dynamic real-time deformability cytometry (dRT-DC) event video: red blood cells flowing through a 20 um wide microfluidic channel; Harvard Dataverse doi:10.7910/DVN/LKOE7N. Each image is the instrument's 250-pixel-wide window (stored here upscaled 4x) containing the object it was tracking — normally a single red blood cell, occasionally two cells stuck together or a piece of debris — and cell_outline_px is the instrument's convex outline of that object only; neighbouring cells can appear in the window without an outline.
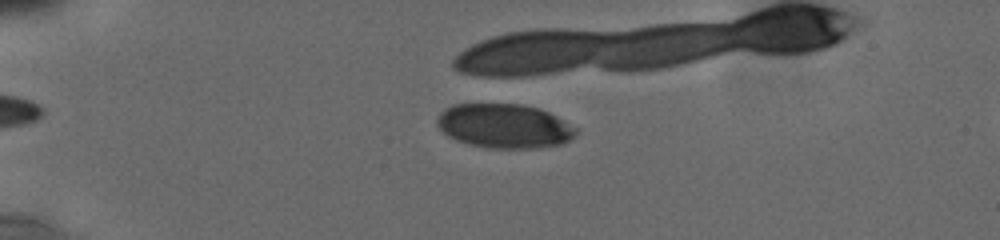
{"species": "human", "species_latin": "Homo sapiens", "temperature_condition": "cold", "stored_images_in_passage": 16, "camera_frame_rate_fps": 3000, "um_per_image_px": 0.085, "donor": {"sex": "male"}, "frame": {"image": 1, "passage_image": 14, "time_ms": 4.667, "image_size_px": [1000, 240], "cell_outline_px": [[576, 132], [568, 140], [560, 144], [536, 148], [488, 148], [468, 144], [456, 140], [448, 136], [440, 128], [436, 120], [440, 112], [444, 108], [452, 104], [520, 104], [536, 108], [548, 112], [556, 116], [576, 128]], "centroid_in_image_um": [42.81, 10.71], "position_along_channel_um": 42.2, "area_um2": 35.55}}